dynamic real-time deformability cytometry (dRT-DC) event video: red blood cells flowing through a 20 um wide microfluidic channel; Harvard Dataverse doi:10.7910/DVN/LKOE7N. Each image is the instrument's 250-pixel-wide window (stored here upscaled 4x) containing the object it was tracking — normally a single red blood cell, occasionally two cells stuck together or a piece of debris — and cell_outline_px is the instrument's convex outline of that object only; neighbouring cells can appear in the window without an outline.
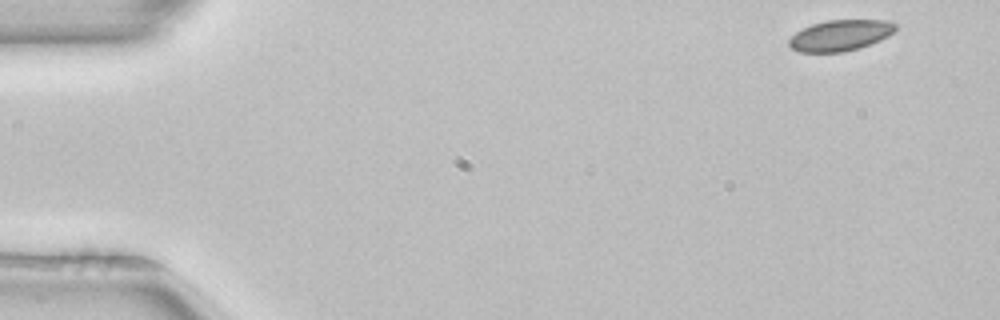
{"species": "common noctule bat (a hibernating species)", "species_latin": "Nyctalus noctula", "temperature_condition": "room temperature", "stored_images_in_passage": 50, "camera_frame_rate_fps": 3000, "um_per_image_px": 0.085, "animal": {"sex": "female", "body_mass_g": 22.7, "forearm_length_mm": 54.2}, "frame": {"image": 1, "passage_image": 1, "time_ms": 0.0, "image_size_px": [1000, 320], "cell_outline_px": [[896, 28], [888, 36], [880, 40], [844, 52], [800, 52], [792, 48], [788, 44], [788, 40], [796, 32], [812, 24], [828, 20], [888, 20], [896, 24]], "centroid_in_image_um": [71.41, 3.0], "position_along_channel_um": 13.6, "area_um2": 18.96}}
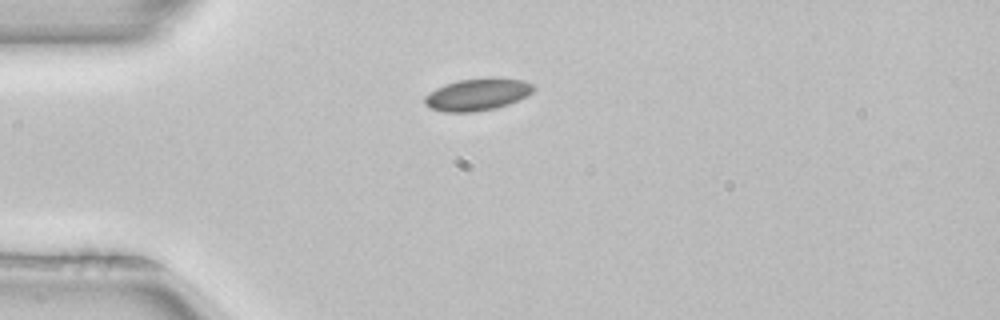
{"frame": {"image": 2, "passage_image": 11, "time_ms": 3.333, "image_size_px": [1000, 320], "cell_outline_px": [[536, 88], [532, 92], [520, 100], [496, 108], [476, 112], [444, 112], [428, 108], [424, 104], [424, 96], [428, 92], [444, 84], [460, 80], [488, 76], [496, 76], [524, 80], [532, 84]], "centroid_in_image_um": [40.58, 8.01], "position_along_channel_um": 44.4, "area_um2": 20.98}}
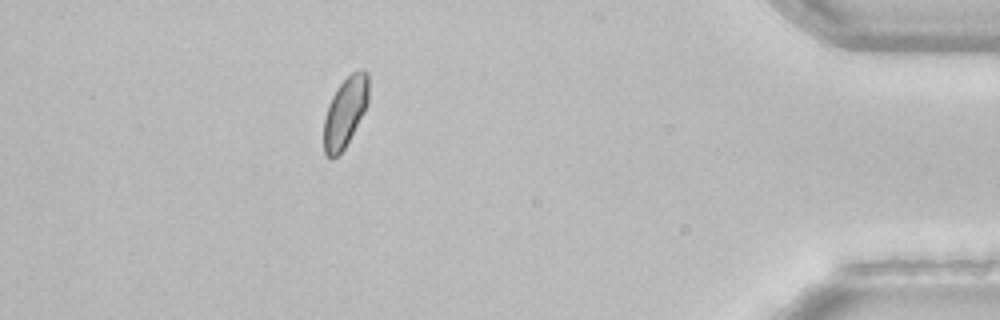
{"frame": {"image": 3, "passage_image": 44, "time_ms": 14.333, "image_size_px": [1000, 320], "cell_outline_px": [[368, 104], [364, 112], [344, 148], [332, 160], [324, 152], [324, 120], [328, 104], [336, 88], [352, 72], [360, 68], [364, 68], [368, 72]], "centroid_in_image_um": [29.34, 9.48], "position_along_channel_um": 405.9, "area_um2": 18.21}, "authors_computed_cell_mechanics": {"area_um2": 19.3341, "velocity_mm_per_s": 3.9376, "shape_relaxation_time_tau1_ms": 6.3124, "shape_relaxation_time_tau2_ms": null, "deformation_change_tau1": 0.0478, "deformation_change_tau2": null}}